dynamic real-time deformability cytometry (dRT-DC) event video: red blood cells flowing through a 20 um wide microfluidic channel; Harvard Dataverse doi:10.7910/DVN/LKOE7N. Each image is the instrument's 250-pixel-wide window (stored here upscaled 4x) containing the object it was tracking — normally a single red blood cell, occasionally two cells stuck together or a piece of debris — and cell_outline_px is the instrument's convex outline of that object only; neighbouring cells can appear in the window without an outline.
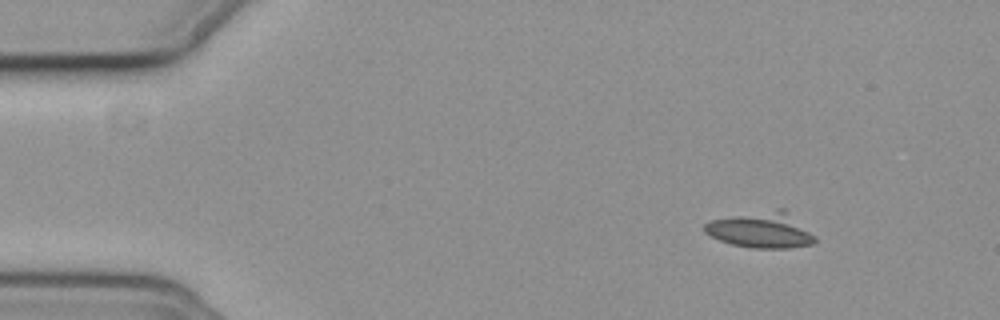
{"species": "common noctule bat (a hibernating species)", "species_latin": "Nyctalus noctula", "temperature_condition": "cold", "stored_images_in_passage": 39, "camera_frame_rate_fps": 3000, "um_per_image_px": 0.085, "animal": {"sex": "female", "body_mass_g": 19.3, "forearm_length_mm": 54.1}, "frame": {"image": 1, "passage_image": 7, "time_ms": 2.0, "image_size_px": [1000, 320], "cell_outline_px": [[816, 244], [788, 248], [752, 248], [732, 244], [720, 240], [704, 232], [704, 224], [712, 220], [732, 216], [776, 208], [784, 208], [816, 236]], "centroid_in_image_um": [64.75, 19.56], "position_along_channel_um": 20.2, "area_um2": 23.0}}
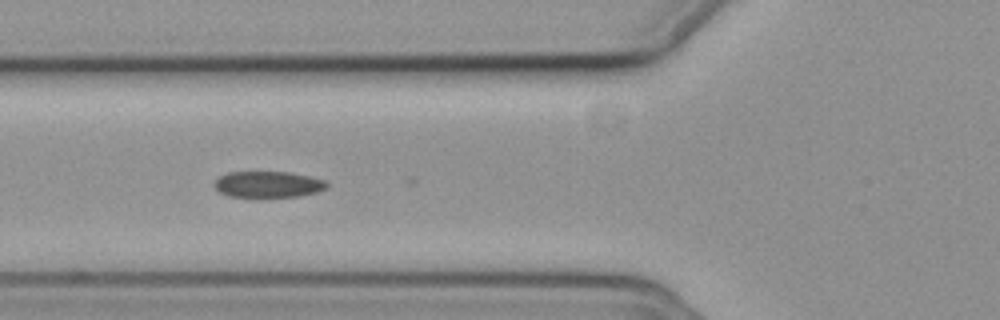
{"frame": {"image": 2, "passage_image": 21, "time_ms": 6.667, "image_size_px": [1000, 320], "cell_outline_px": [[328, 188], [316, 192], [300, 196], [256, 200], [228, 196], [220, 192], [212, 184], [220, 176], [228, 172], [288, 172], [308, 176], [324, 180], [328, 184]], "centroid_in_image_um": [22.75, 15.73], "position_along_channel_um": 103.0, "area_um2": 17.98}}
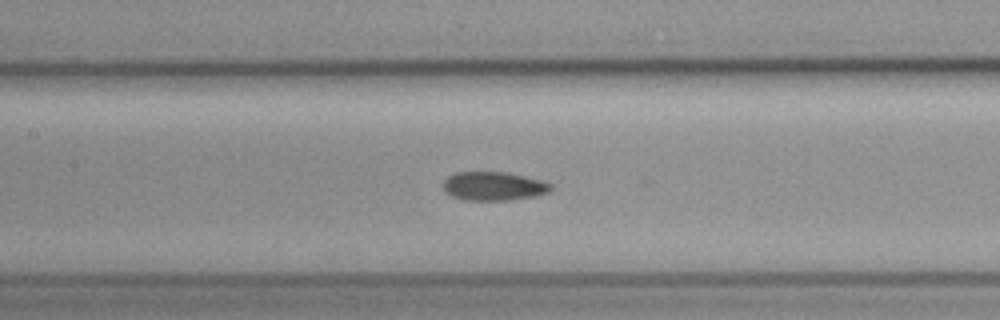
{"frame": {"image": 3, "passage_image": 26, "time_ms": 8.333, "image_size_px": [1000, 320], "cell_outline_px": [[552, 188], [548, 192], [536, 196], [508, 200], [464, 200], [452, 196], [444, 188], [444, 180], [448, 176], [456, 172], [508, 172], [544, 180], [552, 184]], "centroid_in_image_um": [42.01, 15.81], "position_along_channel_um": 165.4, "area_um2": 18.09}}